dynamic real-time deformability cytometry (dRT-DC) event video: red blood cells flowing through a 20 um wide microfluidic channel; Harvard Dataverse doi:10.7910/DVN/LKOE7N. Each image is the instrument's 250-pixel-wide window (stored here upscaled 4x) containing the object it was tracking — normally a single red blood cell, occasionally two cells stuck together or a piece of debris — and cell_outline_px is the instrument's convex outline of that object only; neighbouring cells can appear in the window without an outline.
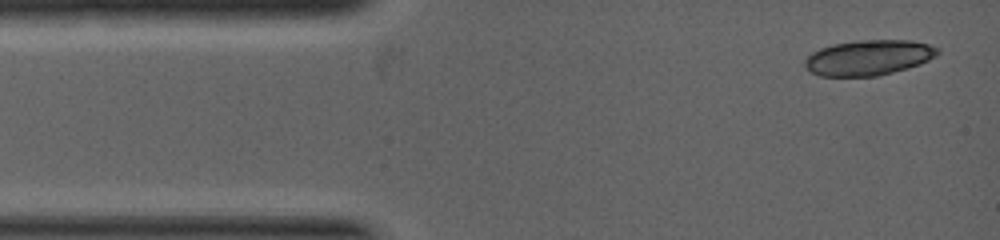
{"species": "common noctule bat (a hibernating species)", "species_latin": "Nyctalus noctula", "temperature_condition": "warm", "stored_images_in_passage": 3, "camera_frame_rate_fps": 5000, "um_per_image_px": 0.085, "animal": {"sex": "female", "body_mass_g": 19.0, "forearm_length_mm": 53.3}, "frame": {"image": 1, "passage_image": 1, "time_ms": 0.0, "image_size_px": [1000, 240], "cell_outline_px": [[940, 52], [936, 56], [920, 64], [892, 72], [876, 76], [820, 76], [812, 72], [804, 64], [804, 60], [812, 52], [820, 48], [832, 44], [856, 40], [912, 40], [928, 44], [940, 48]], "centroid_in_image_um": [73.84, 4.88], "position_along_channel_um": 11.2, "area_um2": 27.34}}